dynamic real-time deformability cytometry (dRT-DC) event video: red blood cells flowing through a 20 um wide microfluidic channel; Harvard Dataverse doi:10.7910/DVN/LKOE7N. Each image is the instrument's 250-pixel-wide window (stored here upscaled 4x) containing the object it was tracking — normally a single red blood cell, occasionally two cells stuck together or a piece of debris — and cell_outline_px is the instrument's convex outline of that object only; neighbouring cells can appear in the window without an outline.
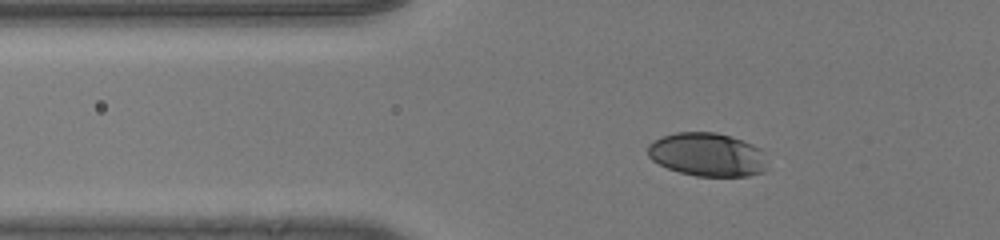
{"species": "human", "species_latin": "Homo sapiens", "temperature_condition": "room temperature", "stored_images_in_passage": 46, "camera_frame_rate_fps": 3000, "um_per_image_px": 0.085, "donor": {"sex": "male"}, "frame": {"image": 1, "passage_image": 14, "time_ms": 4.333, "image_size_px": [1000, 240], "cell_outline_px": [[764, 172], [748, 176], [696, 176], [680, 172], [668, 168], [652, 160], [648, 156], [648, 144], [664, 136], [676, 132], [716, 132], [732, 136], [752, 144], [760, 148], [764, 168]], "centroid_in_image_um": [60.09, 13.13], "position_along_channel_um": 65.7, "area_um2": 29.94}}
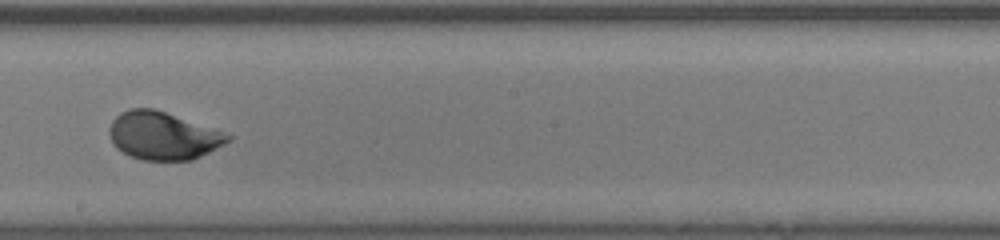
{"frame": {"image": 2, "passage_image": 28, "time_ms": 9.0, "image_size_px": [1000, 240], "cell_outline_px": [[232, 140], [192, 160], [144, 160], [128, 156], [116, 148], [108, 132], [112, 120], [120, 112], [128, 108], [156, 108], [232, 136]], "centroid_in_image_um": [13.8, 11.53], "position_along_channel_um": 234.4, "area_um2": 32.83}}
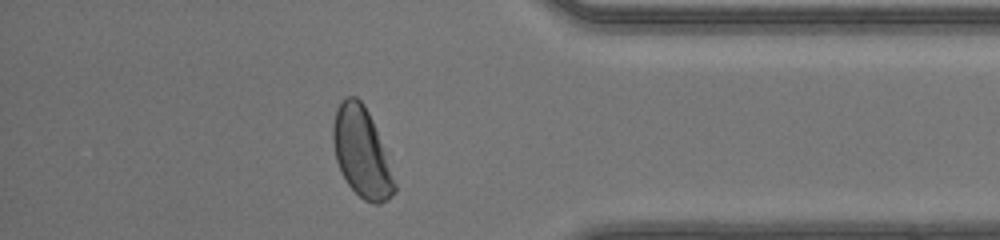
{"frame": {"image": 3, "passage_image": 41, "time_ms": 13.333, "image_size_px": [1000, 240], "cell_outline_px": [[396, 192], [388, 200], [380, 204], [372, 204], [364, 200], [348, 184], [340, 172], [336, 160], [332, 140], [332, 128], [336, 108], [344, 96], [356, 96], [364, 104], [372, 120], [396, 184]], "centroid_in_image_um": [30.7, 12.96], "position_along_channel_um": 404.5, "area_um2": 31.85}, "authors_computed_cell_mechanics": {"area_um2": 32.2813, "velocity_mm_per_s": 4.1468, "shape_relaxation_time_tau1_ms": 2.5657, "shape_relaxation_time_tau2_ms": null, "deformation_change_tau1": 0.1382, "deformation_change_tau2": null}}